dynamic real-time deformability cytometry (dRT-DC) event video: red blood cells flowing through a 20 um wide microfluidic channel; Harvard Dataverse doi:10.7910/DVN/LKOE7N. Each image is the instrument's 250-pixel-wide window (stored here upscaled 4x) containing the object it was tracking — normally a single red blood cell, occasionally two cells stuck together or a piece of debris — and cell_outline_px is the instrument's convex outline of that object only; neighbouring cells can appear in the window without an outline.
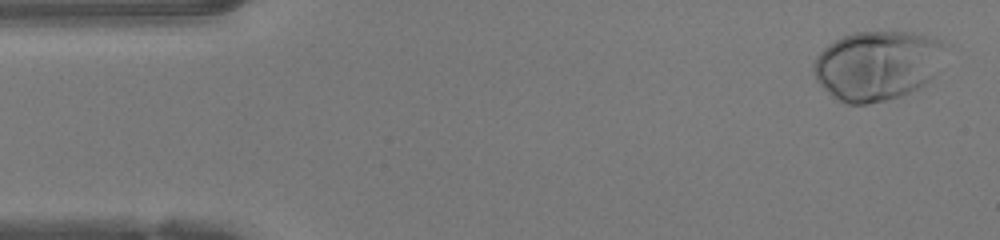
{"species": "human", "species_latin": "Homo sapiens", "temperature_condition": "warm", "stored_images_in_passage": 47, "camera_frame_rate_fps": 3000, "um_per_image_px": 0.085, "donor": {"sex": "female"}, "frame": {"image": 1, "passage_image": 2, "time_ms": 0.333, "image_size_px": [1000, 240], "cell_outline_px": [[952, 44], [932, 76], [920, 88], [900, 96], [868, 104], [848, 104], [832, 96], [816, 80], [812, 68], [812, 64], [816, 56], [828, 44], [844, 36], [856, 32], [888, 28], [912, 32], [944, 40]], "centroid_in_image_um": [74.62, 5.49], "position_along_channel_um": 10.4, "area_um2": 54.56}}
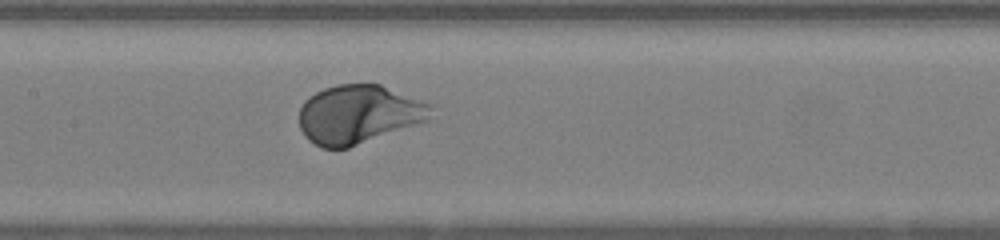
{"frame": {"image": 2, "passage_image": 22, "time_ms": 7.0, "image_size_px": [1000, 240], "cell_outline_px": [[432, 108], [428, 120], [348, 148], [320, 148], [308, 140], [304, 136], [300, 128], [300, 108], [304, 100], [308, 96], [324, 88], [336, 84], [380, 84], [432, 104]], "centroid_in_image_um": [30.45, 9.71], "position_along_channel_um": 177.0, "area_um2": 45.03}}
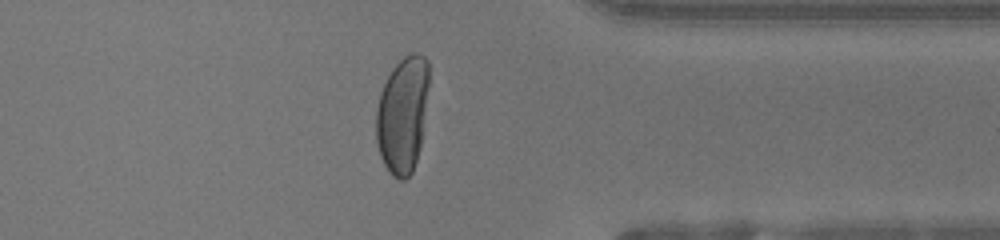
{"frame": {"image": 3, "passage_image": 37, "time_ms": 12.0, "image_size_px": [1000, 240], "cell_outline_px": [[428, 84], [420, 148], [412, 172], [404, 180], [400, 180], [392, 176], [388, 172], [380, 156], [376, 140], [376, 108], [380, 92], [392, 68], [404, 56], [412, 52], [416, 52], [424, 56], [428, 60]], "centroid_in_image_um": [34.2, 9.75], "position_along_channel_um": 377.2, "area_um2": 35.78}, "authors_computed_cell_mechanics": {"area_um2": 45.3152, "velocity_mm_per_s": 4.2059, "shape_relaxation_time_tau1_ms": 2.0359, "shape_relaxation_time_tau2_ms": null, "deformation_change_tau1": 0.1798, "deformation_change_tau2": null}}